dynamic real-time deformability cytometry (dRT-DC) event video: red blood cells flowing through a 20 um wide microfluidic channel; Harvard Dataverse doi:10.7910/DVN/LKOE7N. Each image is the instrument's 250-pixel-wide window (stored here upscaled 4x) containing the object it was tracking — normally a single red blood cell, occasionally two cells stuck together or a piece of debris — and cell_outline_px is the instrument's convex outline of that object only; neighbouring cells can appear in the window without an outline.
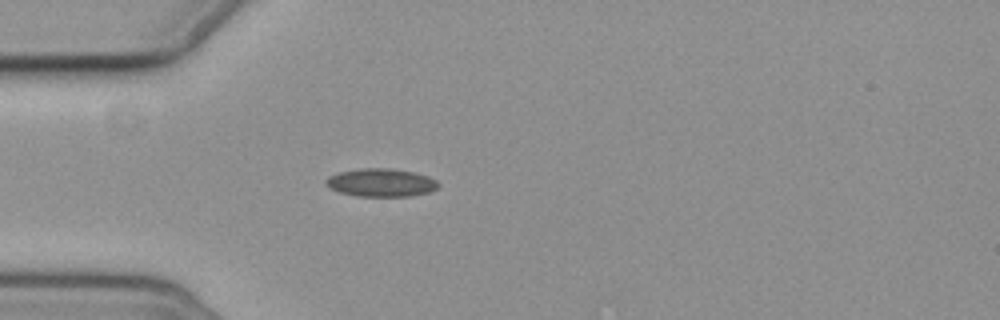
{"species": "common noctule bat (a hibernating species)", "species_latin": "Nyctalus noctula", "temperature_condition": "cold", "stored_images_in_passage": 5, "camera_frame_rate_fps": 3000, "um_per_image_px": 0.085, "animal": {"sex": "female", "body_mass_g": 19.3, "forearm_length_mm": 54.1}, "frame": {"image": 1, "passage_image": 5, "time_ms": 4.667, "image_size_px": [1000, 320], "cell_outline_px": [[440, 184], [436, 188], [428, 192], [408, 196], [356, 196], [340, 192], [328, 188], [324, 184], [324, 180], [328, 176], [340, 172], [360, 168], [388, 168], [412, 172], [428, 176], [436, 180]], "centroid_in_image_um": [32.33, 15.52], "position_along_channel_um": 52.7, "area_um2": 18.38}}